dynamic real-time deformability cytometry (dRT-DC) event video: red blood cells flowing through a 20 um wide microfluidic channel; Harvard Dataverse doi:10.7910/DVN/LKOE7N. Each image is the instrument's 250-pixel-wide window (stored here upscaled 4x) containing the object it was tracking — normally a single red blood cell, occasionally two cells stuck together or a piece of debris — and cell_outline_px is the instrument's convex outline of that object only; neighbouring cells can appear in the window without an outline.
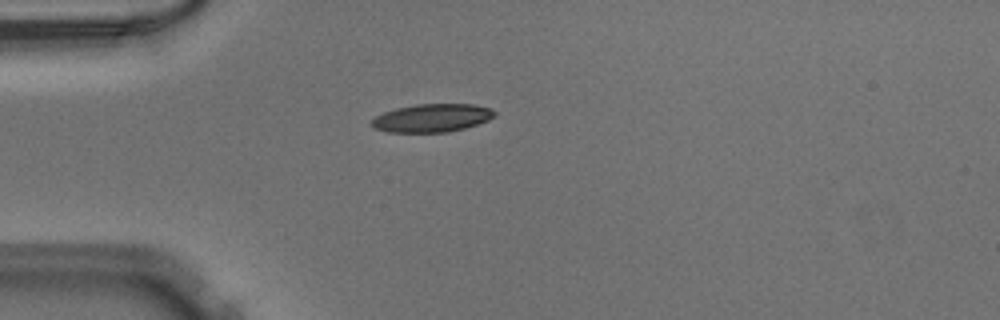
{"species": "Egyptian fruit bat (a non-hibernating species)", "species_latin": "Rousettus aegyptiacus", "temperature_condition": "warm", "stored_images_in_passage": 38, "camera_frame_rate_fps": 3000, "um_per_image_px": 0.085, "animal": {"sex": "male"}, "frame": {"image": 1, "passage_image": 1, "time_ms": 0.0, "image_size_px": [1000, 320], "cell_outline_px": [[496, 116], [488, 120], [464, 128], [448, 132], [388, 132], [376, 128], [372, 124], [372, 120], [376, 116], [384, 112], [396, 108], [416, 104], [472, 104], [492, 108], [496, 112]], "centroid_in_image_um": [36.76, 10.02], "position_along_channel_um": 48.2, "area_um2": 20.06}}
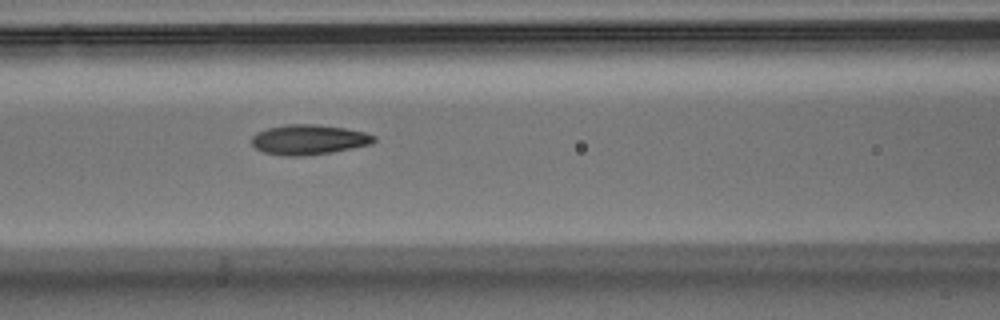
{"frame": {"image": 2, "passage_image": 9, "time_ms": 2.667, "image_size_px": [1000, 320], "cell_outline_px": [[376, 140], [372, 144], [332, 152], [304, 156], [284, 156], [264, 152], [256, 148], [252, 144], [252, 136], [256, 132], [268, 128], [288, 124], [312, 124], [344, 128], [364, 132], [376, 136]], "centroid_in_image_um": [26.24, 11.87], "position_along_channel_um": 140.4, "area_um2": 21.33}}
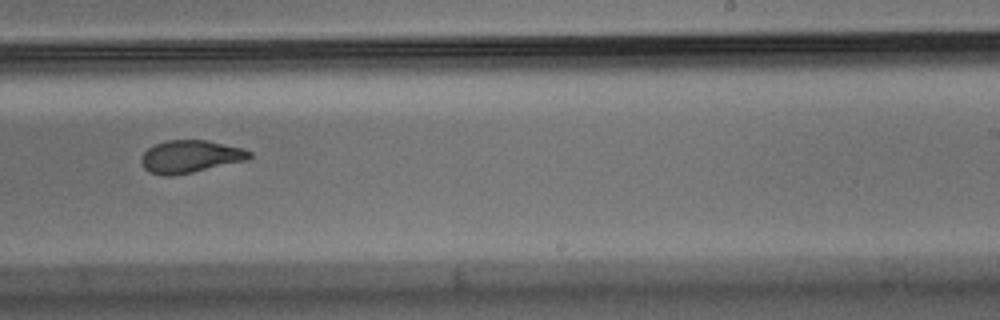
{"frame": {"image": 3, "passage_image": 19, "time_ms": 6.0, "image_size_px": [1000, 320], "cell_outline_px": [[252, 156], [248, 160], [192, 172], [172, 176], [164, 176], [152, 172], [144, 168], [140, 160], [144, 152], [148, 148], [156, 144], [168, 140], [204, 140], [244, 148], [252, 152]], "centroid_in_image_um": [16.2, 13.3], "position_along_channel_um": 272.8, "area_um2": 20.4}}